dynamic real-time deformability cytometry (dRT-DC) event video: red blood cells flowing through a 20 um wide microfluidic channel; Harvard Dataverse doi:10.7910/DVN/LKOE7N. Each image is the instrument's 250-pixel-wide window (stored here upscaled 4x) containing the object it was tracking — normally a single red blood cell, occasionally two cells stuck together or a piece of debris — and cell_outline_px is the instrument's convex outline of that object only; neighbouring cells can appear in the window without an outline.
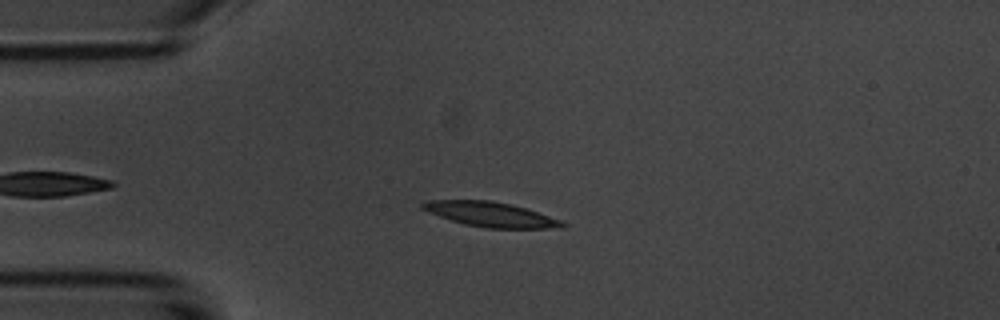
{"species": "common noctule bat (a hibernating species)", "species_latin": "Nyctalus noctula", "temperature_condition": "room temperature", "stored_images_in_passage": 2, "camera_frame_rate_fps": 3000, "um_per_image_px": 0.085, "animal": {"sex": "male", "body_mass_g": 20.1, "forearm_length_mm": 53.5}, "frame": {"image": 1, "passage_image": 2, "time_ms": 1.333, "image_size_px": [1000, 320], "cell_outline_px": [[568, 224], [564, 228], [484, 228], [464, 224], [428, 212], [420, 208], [420, 204], [428, 200], [492, 200], [512, 204], [528, 208], [560, 220]], "centroid_in_image_um": [41.73, 18.22], "position_along_channel_um": 43.3, "area_um2": 20.35}}